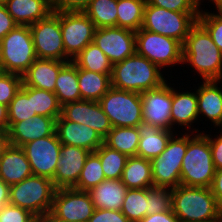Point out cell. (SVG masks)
Returning <instances> with one entry per match:
<instances>
[{
    "label": "cell",
    "mask_w": 222,
    "mask_h": 222,
    "mask_svg": "<svg viewBox=\"0 0 222 222\" xmlns=\"http://www.w3.org/2000/svg\"><path fill=\"white\" fill-rule=\"evenodd\" d=\"M171 194L172 211L179 222H222V211L210 188L180 184Z\"/></svg>",
    "instance_id": "1"
},
{
    "label": "cell",
    "mask_w": 222,
    "mask_h": 222,
    "mask_svg": "<svg viewBox=\"0 0 222 222\" xmlns=\"http://www.w3.org/2000/svg\"><path fill=\"white\" fill-rule=\"evenodd\" d=\"M182 48L183 63L189 62L204 81L222 78V52L199 22L190 29Z\"/></svg>",
    "instance_id": "2"
},
{
    "label": "cell",
    "mask_w": 222,
    "mask_h": 222,
    "mask_svg": "<svg viewBox=\"0 0 222 222\" xmlns=\"http://www.w3.org/2000/svg\"><path fill=\"white\" fill-rule=\"evenodd\" d=\"M160 68L136 52L123 61L113 64L112 87L141 94L160 87L166 80Z\"/></svg>",
    "instance_id": "3"
},
{
    "label": "cell",
    "mask_w": 222,
    "mask_h": 222,
    "mask_svg": "<svg viewBox=\"0 0 222 222\" xmlns=\"http://www.w3.org/2000/svg\"><path fill=\"white\" fill-rule=\"evenodd\" d=\"M209 139L205 134L190 138L182 160L180 184L210 188L215 175Z\"/></svg>",
    "instance_id": "4"
},
{
    "label": "cell",
    "mask_w": 222,
    "mask_h": 222,
    "mask_svg": "<svg viewBox=\"0 0 222 222\" xmlns=\"http://www.w3.org/2000/svg\"><path fill=\"white\" fill-rule=\"evenodd\" d=\"M55 191L52 179L31 175L10 185L9 201L11 205L26 209L41 219L51 212Z\"/></svg>",
    "instance_id": "5"
},
{
    "label": "cell",
    "mask_w": 222,
    "mask_h": 222,
    "mask_svg": "<svg viewBox=\"0 0 222 222\" xmlns=\"http://www.w3.org/2000/svg\"><path fill=\"white\" fill-rule=\"evenodd\" d=\"M199 12H176L146 2L141 28L184 43L190 29L198 22Z\"/></svg>",
    "instance_id": "6"
},
{
    "label": "cell",
    "mask_w": 222,
    "mask_h": 222,
    "mask_svg": "<svg viewBox=\"0 0 222 222\" xmlns=\"http://www.w3.org/2000/svg\"><path fill=\"white\" fill-rule=\"evenodd\" d=\"M1 44L2 72L23 76L37 59L28 25H17L1 39Z\"/></svg>",
    "instance_id": "7"
},
{
    "label": "cell",
    "mask_w": 222,
    "mask_h": 222,
    "mask_svg": "<svg viewBox=\"0 0 222 222\" xmlns=\"http://www.w3.org/2000/svg\"><path fill=\"white\" fill-rule=\"evenodd\" d=\"M98 102L112 127H137L143 122L139 93L111 87Z\"/></svg>",
    "instance_id": "8"
},
{
    "label": "cell",
    "mask_w": 222,
    "mask_h": 222,
    "mask_svg": "<svg viewBox=\"0 0 222 222\" xmlns=\"http://www.w3.org/2000/svg\"><path fill=\"white\" fill-rule=\"evenodd\" d=\"M136 53L156 64L160 69L183 63L182 43L174 38L163 36L140 28L135 32Z\"/></svg>",
    "instance_id": "9"
},
{
    "label": "cell",
    "mask_w": 222,
    "mask_h": 222,
    "mask_svg": "<svg viewBox=\"0 0 222 222\" xmlns=\"http://www.w3.org/2000/svg\"><path fill=\"white\" fill-rule=\"evenodd\" d=\"M188 134L170 138L165 150L150 160L154 187L176 188L180 185L182 160L186 154Z\"/></svg>",
    "instance_id": "10"
},
{
    "label": "cell",
    "mask_w": 222,
    "mask_h": 222,
    "mask_svg": "<svg viewBox=\"0 0 222 222\" xmlns=\"http://www.w3.org/2000/svg\"><path fill=\"white\" fill-rule=\"evenodd\" d=\"M37 58L70 62L65 54L60 12H51L46 18L29 26Z\"/></svg>",
    "instance_id": "11"
},
{
    "label": "cell",
    "mask_w": 222,
    "mask_h": 222,
    "mask_svg": "<svg viewBox=\"0 0 222 222\" xmlns=\"http://www.w3.org/2000/svg\"><path fill=\"white\" fill-rule=\"evenodd\" d=\"M60 26L65 54L72 61L88 44L93 42L96 27L81 11L60 12Z\"/></svg>",
    "instance_id": "12"
},
{
    "label": "cell",
    "mask_w": 222,
    "mask_h": 222,
    "mask_svg": "<svg viewBox=\"0 0 222 222\" xmlns=\"http://www.w3.org/2000/svg\"><path fill=\"white\" fill-rule=\"evenodd\" d=\"M95 210L87 191L74 188L56 189L51 214L68 222H88Z\"/></svg>",
    "instance_id": "13"
},
{
    "label": "cell",
    "mask_w": 222,
    "mask_h": 222,
    "mask_svg": "<svg viewBox=\"0 0 222 222\" xmlns=\"http://www.w3.org/2000/svg\"><path fill=\"white\" fill-rule=\"evenodd\" d=\"M62 143L56 132L53 135L36 139L23 145V149L33 175L54 178L57 163L61 155Z\"/></svg>",
    "instance_id": "14"
},
{
    "label": "cell",
    "mask_w": 222,
    "mask_h": 222,
    "mask_svg": "<svg viewBox=\"0 0 222 222\" xmlns=\"http://www.w3.org/2000/svg\"><path fill=\"white\" fill-rule=\"evenodd\" d=\"M93 42L112 64L121 62L136 52L135 32L118 26L96 28Z\"/></svg>",
    "instance_id": "15"
},
{
    "label": "cell",
    "mask_w": 222,
    "mask_h": 222,
    "mask_svg": "<svg viewBox=\"0 0 222 222\" xmlns=\"http://www.w3.org/2000/svg\"><path fill=\"white\" fill-rule=\"evenodd\" d=\"M143 123L171 130L172 88L165 82L160 87L142 92Z\"/></svg>",
    "instance_id": "16"
},
{
    "label": "cell",
    "mask_w": 222,
    "mask_h": 222,
    "mask_svg": "<svg viewBox=\"0 0 222 222\" xmlns=\"http://www.w3.org/2000/svg\"><path fill=\"white\" fill-rule=\"evenodd\" d=\"M61 116L65 120L90 126L104 139L112 128L108 116L98 101L80 100L67 103L61 108Z\"/></svg>",
    "instance_id": "17"
},
{
    "label": "cell",
    "mask_w": 222,
    "mask_h": 222,
    "mask_svg": "<svg viewBox=\"0 0 222 222\" xmlns=\"http://www.w3.org/2000/svg\"><path fill=\"white\" fill-rule=\"evenodd\" d=\"M90 153V151L77 146L62 144L61 155L52 179L56 189L73 188L77 184Z\"/></svg>",
    "instance_id": "18"
},
{
    "label": "cell",
    "mask_w": 222,
    "mask_h": 222,
    "mask_svg": "<svg viewBox=\"0 0 222 222\" xmlns=\"http://www.w3.org/2000/svg\"><path fill=\"white\" fill-rule=\"evenodd\" d=\"M55 130V118L36 115L24 121L8 123L9 143L22 147L28 142L53 135Z\"/></svg>",
    "instance_id": "19"
},
{
    "label": "cell",
    "mask_w": 222,
    "mask_h": 222,
    "mask_svg": "<svg viewBox=\"0 0 222 222\" xmlns=\"http://www.w3.org/2000/svg\"><path fill=\"white\" fill-rule=\"evenodd\" d=\"M58 139L62 144L77 146L95 152L103 143L101 135L90 126L65 120L61 115L56 119Z\"/></svg>",
    "instance_id": "20"
},
{
    "label": "cell",
    "mask_w": 222,
    "mask_h": 222,
    "mask_svg": "<svg viewBox=\"0 0 222 222\" xmlns=\"http://www.w3.org/2000/svg\"><path fill=\"white\" fill-rule=\"evenodd\" d=\"M67 61L37 58L22 76L23 85L55 92L56 78Z\"/></svg>",
    "instance_id": "21"
},
{
    "label": "cell",
    "mask_w": 222,
    "mask_h": 222,
    "mask_svg": "<svg viewBox=\"0 0 222 222\" xmlns=\"http://www.w3.org/2000/svg\"><path fill=\"white\" fill-rule=\"evenodd\" d=\"M31 175V166L23 149L9 144L0 156V179L13 185Z\"/></svg>",
    "instance_id": "22"
},
{
    "label": "cell",
    "mask_w": 222,
    "mask_h": 222,
    "mask_svg": "<svg viewBox=\"0 0 222 222\" xmlns=\"http://www.w3.org/2000/svg\"><path fill=\"white\" fill-rule=\"evenodd\" d=\"M137 128L140 139L136 156L148 160L159 156L173 136L171 130L161 129L143 122Z\"/></svg>",
    "instance_id": "23"
},
{
    "label": "cell",
    "mask_w": 222,
    "mask_h": 222,
    "mask_svg": "<svg viewBox=\"0 0 222 222\" xmlns=\"http://www.w3.org/2000/svg\"><path fill=\"white\" fill-rule=\"evenodd\" d=\"M127 191L121 179H105L87 192L96 209L121 210Z\"/></svg>",
    "instance_id": "24"
},
{
    "label": "cell",
    "mask_w": 222,
    "mask_h": 222,
    "mask_svg": "<svg viewBox=\"0 0 222 222\" xmlns=\"http://www.w3.org/2000/svg\"><path fill=\"white\" fill-rule=\"evenodd\" d=\"M8 13L18 25H32L51 12L50 0H7Z\"/></svg>",
    "instance_id": "25"
},
{
    "label": "cell",
    "mask_w": 222,
    "mask_h": 222,
    "mask_svg": "<svg viewBox=\"0 0 222 222\" xmlns=\"http://www.w3.org/2000/svg\"><path fill=\"white\" fill-rule=\"evenodd\" d=\"M218 81L208 80L197 90L198 114H204L215 126H222V90Z\"/></svg>",
    "instance_id": "26"
},
{
    "label": "cell",
    "mask_w": 222,
    "mask_h": 222,
    "mask_svg": "<svg viewBox=\"0 0 222 222\" xmlns=\"http://www.w3.org/2000/svg\"><path fill=\"white\" fill-rule=\"evenodd\" d=\"M121 181L128 189L153 187L154 182L150 160L139 156L128 157Z\"/></svg>",
    "instance_id": "27"
},
{
    "label": "cell",
    "mask_w": 222,
    "mask_h": 222,
    "mask_svg": "<svg viewBox=\"0 0 222 222\" xmlns=\"http://www.w3.org/2000/svg\"><path fill=\"white\" fill-rule=\"evenodd\" d=\"M61 106L81 100L78 85V67L72 62H67L59 71L55 92Z\"/></svg>",
    "instance_id": "28"
},
{
    "label": "cell",
    "mask_w": 222,
    "mask_h": 222,
    "mask_svg": "<svg viewBox=\"0 0 222 222\" xmlns=\"http://www.w3.org/2000/svg\"><path fill=\"white\" fill-rule=\"evenodd\" d=\"M78 85L81 100L99 101L112 87L111 75L78 68Z\"/></svg>",
    "instance_id": "29"
},
{
    "label": "cell",
    "mask_w": 222,
    "mask_h": 222,
    "mask_svg": "<svg viewBox=\"0 0 222 222\" xmlns=\"http://www.w3.org/2000/svg\"><path fill=\"white\" fill-rule=\"evenodd\" d=\"M197 91L196 93H178L172 88L171 123L191 127V123L197 119ZM174 123V124H173ZM190 124V125H189Z\"/></svg>",
    "instance_id": "30"
},
{
    "label": "cell",
    "mask_w": 222,
    "mask_h": 222,
    "mask_svg": "<svg viewBox=\"0 0 222 222\" xmlns=\"http://www.w3.org/2000/svg\"><path fill=\"white\" fill-rule=\"evenodd\" d=\"M137 127H112L104 138V143L127 157L136 156L139 145Z\"/></svg>",
    "instance_id": "31"
},
{
    "label": "cell",
    "mask_w": 222,
    "mask_h": 222,
    "mask_svg": "<svg viewBox=\"0 0 222 222\" xmlns=\"http://www.w3.org/2000/svg\"><path fill=\"white\" fill-rule=\"evenodd\" d=\"M72 62L81 69L101 74H112L113 64L94 42L88 44Z\"/></svg>",
    "instance_id": "32"
},
{
    "label": "cell",
    "mask_w": 222,
    "mask_h": 222,
    "mask_svg": "<svg viewBox=\"0 0 222 222\" xmlns=\"http://www.w3.org/2000/svg\"><path fill=\"white\" fill-rule=\"evenodd\" d=\"M146 0H117V26L138 31L143 22Z\"/></svg>",
    "instance_id": "33"
},
{
    "label": "cell",
    "mask_w": 222,
    "mask_h": 222,
    "mask_svg": "<svg viewBox=\"0 0 222 222\" xmlns=\"http://www.w3.org/2000/svg\"><path fill=\"white\" fill-rule=\"evenodd\" d=\"M83 12L96 28L117 26V0H91Z\"/></svg>",
    "instance_id": "34"
},
{
    "label": "cell",
    "mask_w": 222,
    "mask_h": 222,
    "mask_svg": "<svg viewBox=\"0 0 222 222\" xmlns=\"http://www.w3.org/2000/svg\"><path fill=\"white\" fill-rule=\"evenodd\" d=\"M95 153L99 156L106 179H121L127 156L103 143Z\"/></svg>",
    "instance_id": "35"
},
{
    "label": "cell",
    "mask_w": 222,
    "mask_h": 222,
    "mask_svg": "<svg viewBox=\"0 0 222 222\" xmlns=\"http://www.w3.org/2000/svg\"><path fill=\"white\" fill-rule=\"evenodd\" d=\"M147 208V188L128 189L120 211L130 222H139L147 216Z\"/></svg>",
    "instance_id": "36"
},
{
    "label": "cell",
    "mask_w": 222,
    "mask_h": 222,
    "mask_svg": "<svg viewBox=\"0 0 222 222\" xmlns=\"http://www.w3.org/2000/svg\"><path fill=\"white\" fill-rule=\"evenodd\" d=\"M36 116L32 106V87L22 85L8 105V122L16 123Z\"/></svg>",
    "instance_id": "37"
},
{
    "label": "cell",
    "mask_w": 222,
    "mask_h": 222,
    "mask_svg": "<svg viewBox=\"0 0 222 222\" xmlns=\"http://www.w3.org/2000/svg\"><path fill=\"white\" fill-rule=\"evenodd\" d=\"M99 156L91 152L87 157L77 184L73 187L79 191H89L105 180Z\"/></svg>",
    "instance_id": "38"
},
{
    "label": "cell",
    "mask_w": 222,
    "mask_h": 222,
    "mask_svg": "<svg viewBox=\"0 0 222 222\" xmlns=\"http://www.w3.org/2000/svg\"><path fill=\"white\" fill-rule=\"evenodd\" d=\"M32 106L36 115L53 117L61 115V108L55 93L32 87Z\"/></svg>",
    "instance_id": "39"
},
{
    "label": "cell",
    "mask_w": 222,
    "mask_h": 222,
    "mask_svg": "<svg viewBox=\"0 0 222 222\" xmlns=\"http://www.w3.org/2000/svg\"><path fill=\"white\" fill-rule=\"evenodd\" d=\"M147 200V215L172 210L171 188L154 186L147 188Z\"/></svg>",
    "instance_id": "40"
},
{
    "label": "cell",
    "mask_w": 222,
    "mask_h": 222,
    "mask_svg": "<svg viewBox=\"0 0 222 222\" xmlns=\"http://www.w3.org/2000/svg\"><path fill=\"white\" fill-rule=\"evenodd\" d=\"M23 85L22 76L8 72L0 73V103L8 106Z\"/></svg>",
    "instance_id": "41"
},
{
    "label": "cell",
    "mask_w": 222,
    "mask_h": 222,
    "mask_svg": "<svg viewBox=\"0 0 222 222\" xmlns=\"http://www.w3.org/2000/svg\"><path fill=\"white\" fill-rule=\"evenodd\" d=\"M218 13H200L198 22L208 31L213 42L222 52V11H218Z\"/></svg>",
    "instance_id": "42"
},
{
    "label": "cell",
    "mask_w": 222,
    "mask_h": 222,
    "mask_svg": "<svg viewBox=\"0 0 222 222\" xmlns=\"http://www.w3.org/2000/svg\"><path fill=\"white\" fill-rule=\"evenodd\" d=\"M38 218L26 209L11 204L0 208V222H35Z\"/></svg>",
    "instance_id": "43"
},
{
    "label": "cell",
    "mask_w": 222,
    "mask_h": 222,
    "mask_svg": "<svg viewBox=\"0 0 222 222\" xmlns=\"http://www.w3.org/2000/svg\"><path fill=\"white\" fill-rule=\"evenodd\" d=\"M146 2L176 12H198L196 0H146Z\"/></svg>",
    "instance_id": "44"
},
{
    "label": "cell",
    "mask_w": 222,
    "mask_h": 222,
    "mask_svg": "<svg viewBox=\"0 0 222 222\" xmlns=\"http://www.w3.org/2000/svg\"><path fill=\"white\" fill-rule=\"evenodd\" d=\"M91 0H50L53 12H83Z\"/></svg>",
    "instance_id": "45"
},
{
    "label": "cell",
    "mask_w": 222,
    "mask_h": 222,
    "mask_svg": "<svg viewBox=\"0 0 222 222\" xmlns=\"http://www.w3.org/2000/svg\"><path fill=\"white\" fill-rule=\"evenodd\" d=\"M88 222H130L120 210L96 209Z\"/></svg>",
    "instance_id": "46"
},
{
    "label": "cell",
    "mask_w": 222,
    "mask_h": 222,
    "mask_svg": "<svg viewBox=\"0 0 222 222\" xmlns=\"http://www.w3.org/2000/svg\"><path fill=\"white\" fill-rule=\"evenodd\" d=\"M18 24L14 21L12 16L8 13L5 5H0V40L5 37Z\"/></svg>",
    "instance_id": "47"
},
{
    "label": "cell",
    "mask_w": 222,
    "mask_h": 222,
    "mask_svg": "<svg viewBox=\"0 0 222 222\" xmlns=\"http://www.w3.org/2000/svg\"><path fill=\"white\" fill-rule=\"evenodd\" d=\"M206 136L209 139L214 167L216 170L221 169L222 168V134L218 136L215 140L212 139L207 134Z\"/></svg>",
    "instance_id": "48"
},
{
    "label": "cell",
    "mask_w": 222,
    "mask_h": 222,
    "mask_svg": "<svg viewBox=\"0 0 222 222\" xmlns=\"http://www.w3.org/2000/svg\"><path fill=\"white\" fill-rule=\"evenodd\" d=\"M210 189L216 199L217 206L222 211V168L215 170Z\"/></svg>",
    "instance_id": "49"
},
{
    "label": "cell",
    "mask_w": 222,
    "mask_h": 222,
    "mask_svg": "<svg viewBox=\"0 0 222 222\" xmlns=\"http://www.w3.org/2000/svg\"><path fill=\"white\" fill-rule=\"evenodd\" d=\"M139 222H179V219L172 210H169L147 215Z\"/></svg>",
    "instance_id": "50"
},
{
    "label": "cell",
    "mask_w": 222,
    "mask_h": 222,
    "mask_svg": "<svg viewBox=\"0 0 222 222\" xmlns=\"http://www.w3.org/2000/svg\"><path fill=\"white\" fill-rule=\"evenodd\" d=\"M10 185L0 179V208L10 204L9 201Z\"/></svg>",
    "instance_id": "51"
},
{
    "label": "cell",
    "mask_w": 222,
    "mask_h": 222,
    "mask_svg": "<svg viewBox=\"0 0 222 222\" xmlns=\"http://www.w3.org/2000/svg\"><path fill=\"white\" fill-rule=\"evenodd\" d=\"M8 106L0 103V129L8 131Z\"/></svg>",
    "instance_id": "52"
},
{
    "label": "cell",
    "mask_w": 222,
    "mask_h": 222,
    "mask_svg": "<svg viewBox=\"0 0 222 222\" xmlns=\"http://www.w3.org/2000/svg\"><path fill=\"white\" fill-rule=\"evenodd\" d=\"M9 144L8 131L0 129V156Z\"/></svg>",
    "instance_id": "53"
},
{
    "label": "cell",
    "mask_w": 222,
    "mask_h": 222,
    "mask_svg": "<svg viewBox=\"0 0 222 222\" xmlns=\"http://www.w3.org/2000/svg\"><path fill=\"white\" fill-rule=\"evenodd\" d=\"M42 222H68L58 218H55L51 213H48L43 218H41Z\"/></svg>",
    "instance_id": "54"
},
{
    "label": "cell",
    "mask_w": 222,
    "mask_h": 222,
    "mask_svg": "<svg viewBox=\"0 0 222 222\" xmlns=\"http://www.w3.org/2000/svg\"><path fill=\"white\" fill-rule=\"evenodd\" d=\"M200 1L201 0H196V5H197V9H198L199 14L201 13L199 10V7H200L199 5L201 3ZM211 1H213L215 3L218 11H222V0H211Z\"/></svg>",
    "instance_id": "55"
},
{
    "label": "cell",
    "mask_w": 222,
    "mask_h": 222,
    "mask_svg": "<svg viewBox=\"0 0 222 222\" xmlns=\"http://www.w3.org/2000/svg\"><path fill=\"white\" fill-rule=\"evenodd\" d=\"M1 63H2V44L0 40V67H1Z\"/></svg>",
    "instance_id": "56"
},
{
    "label": "cell",
    "mask_w": 222,
    "mask_h": 222,
    "mask_svg": "<svg viewBox=\"0 0 222 222\" xmlns=\"http://www.w3.org/2000/svg\"><path fill=\"white\" fill-rule=\"evenodd\" d=\"M7 3V0H0V5H5Z\"/></svg>",
    "instance_id": "57"
},
{
    "label": "cell",
    "mask_w": 222,
    "mask_h": 222,
    "mask_svg": "<svg viewBox=\"0 0 222 222\" xmlns=\"http://www.w3.org/2000/svg\"><path fill=\"white\" fill-rule=\"evenodd\" d=\"M35 222H42L41 219H37Z\"/></svg>",
    "instance_id": "58"
}]
</instances>
